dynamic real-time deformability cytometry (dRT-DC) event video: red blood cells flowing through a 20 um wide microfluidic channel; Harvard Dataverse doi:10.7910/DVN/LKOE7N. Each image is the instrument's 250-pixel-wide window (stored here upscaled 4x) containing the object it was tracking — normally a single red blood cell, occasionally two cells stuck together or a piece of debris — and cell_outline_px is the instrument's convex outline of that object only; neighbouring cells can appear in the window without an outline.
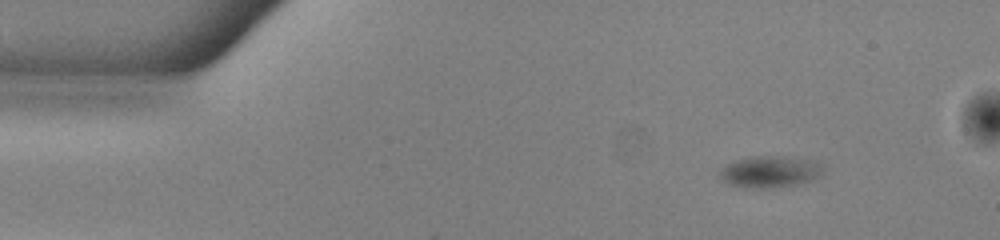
{"species": "common noctule bat (a hibernating species)", "species_latin": "Nyctalus noctula", "temperature_condition": "warm", "stored_images_in_passage": 48, "segment_of_instrument_passage": [1, 2], "camera_frame_rate_fps": 3000, "um_per_image_px": 0.085, "animal": {"sex": "male", "body_mass_g": 13.0, "forearm_length_mm": 53.1}, "frame": {"image": 1, "passage_image": 1, "time_ms": 0.0, "image_size_px": [1000, 240], "cell_outline_px": [[824, 172], [820, 176], [796, 184], [772, 188], [744, 188], [728, 184], [720, 176], [720, 168], [724, 164], [736, 160], [752, 156], [784, 156], [812, 160], [820, 164]], "centroid_in_image_um": [65.4, 14.59], "position_along_channel_um": 19.6, "area_um2": 19.07}}
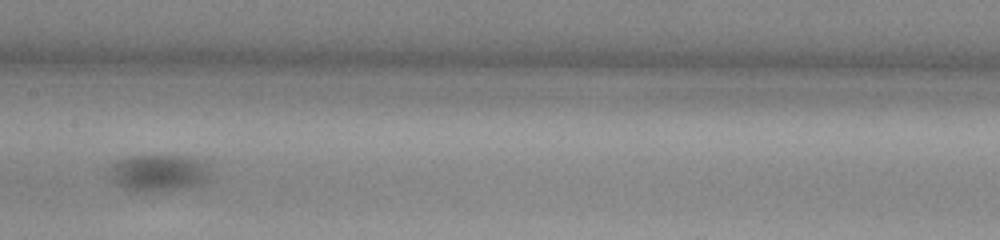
{"frame": {"image": 2, "passage_image": 21, "time_ms": 6.667, "image_size_px": [1000, 240], "cell_outline_px": [[208, 176], [200, 184], [176, 188], [148, 192], [132, 192], [116, 184], [112, 180], [108, 172], [112, 164], [120, 160], [132, 156], [184, 156], [196, 160], [204, 164], [208, 168]], "centroid_in_image_um": [13.38, 14.7], "position_along_channel_um": 194.0, "area_um2": 20.98}}
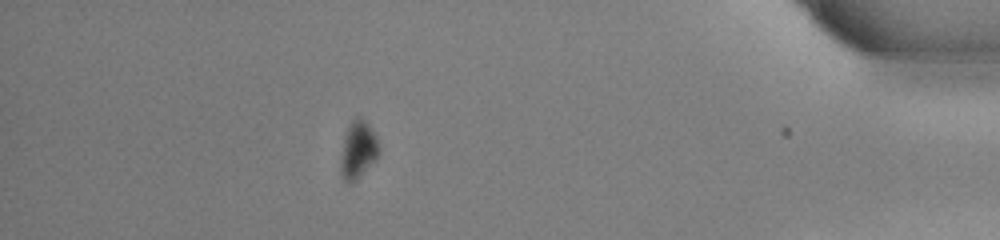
{"frame": {"image": 3, "passage_image": 41, "time_ms": 13.333, "image_size_px": [1000, 240], "cell_outline_px": [[380, 156], [356, 180], [348, 184], [344, 180], [340, 172], [340, 160], [344, 136], [352, 120], [356, 116], [360, 116], [372, 128], [376, 136], [380, 148]], "centroid_in_image_um": [30.45, 12.75], "position_along_channel_um": 404.7, "area_um2": 13.06}}